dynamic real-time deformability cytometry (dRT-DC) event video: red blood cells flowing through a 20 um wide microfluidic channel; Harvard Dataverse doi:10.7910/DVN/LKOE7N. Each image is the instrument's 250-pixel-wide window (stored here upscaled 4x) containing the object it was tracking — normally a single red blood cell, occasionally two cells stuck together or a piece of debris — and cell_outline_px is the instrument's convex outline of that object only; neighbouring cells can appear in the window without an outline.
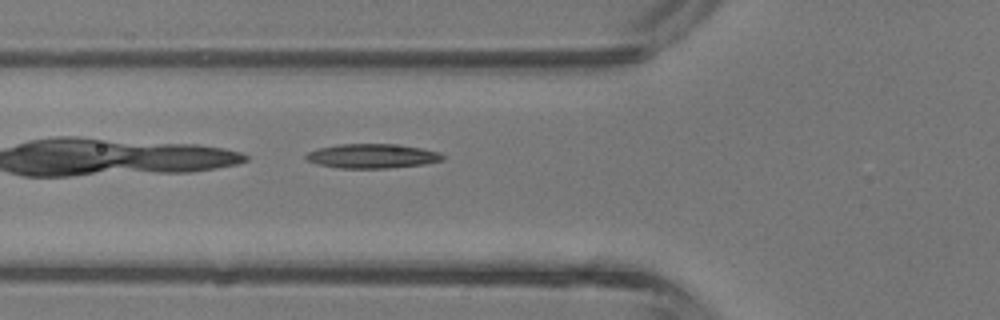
{"species": "common noctule bat (a hibernating species)", "species_latin": "Nyctalus noctula", "temperature_condition": "room temperature", "stored_images_in_passage": 28, "camera_frame_rate_fps": 3000, "um_per_image_px": 0.085, "animal": {"sex": "male", "body_mass_g": 13.3}, "frame": {"image": 1, "passage_image": 2, "time_ms": 0.333, "image_size_px": [1000, 320], "cell_outline_px": [[444, 160], [424, 164], [388, 168], [340, 168], [316, 164], [308, 160], [304, 156], [308, 152], [316, 148], [336, 144], [392, 144], [420, 148], [440, 152], [444, 156]], "centroid_in_image_um": [31.61, 13.26], "position_along_channel_um": 94.2, "area_um2": 19.42}}
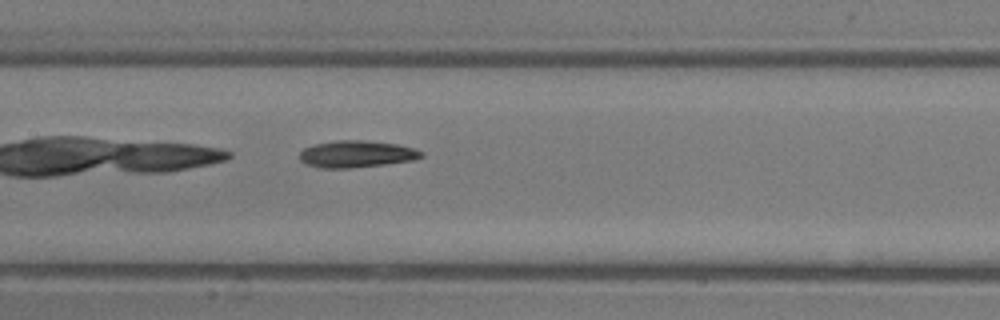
{"frame": {"image": 2, "passage_image": 7, "time_ms": 2.0, "image_size_px": [1000, 320], "cell_outline_px": [[424, 156], [412, 160], [384, 164], [352, 168], [320, 168], [304, 164], [300, 160], [300, 152], [304, 148], [312, 144], [336, 140], [364, 140], [396, 144], [412, 148], [424, 152]], "centroid_in_image_um": [30.26, 13.09], "position_along_channel_um": 177.1, "area_um2": 19.13}}
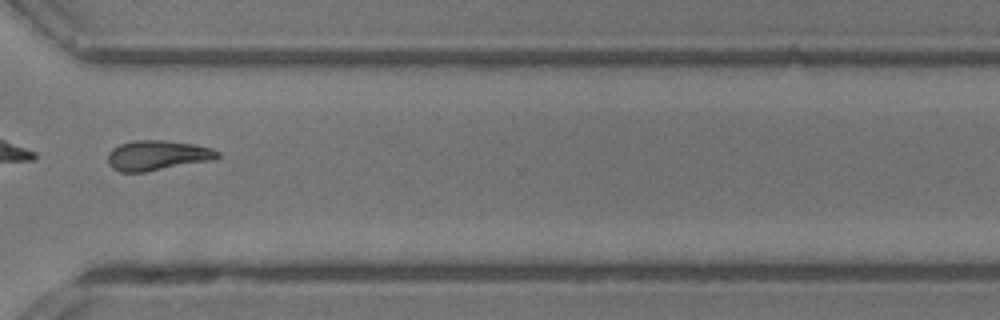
{"frame": {"image": 3, "passage_image": 18, "time_ms": 5.667, "image_size_px": [1000, 320], "cell_outline_px": [[220, 156], [216, 160], [144, 172], [120, 172], [112, 168], [108, 164], [108, 152], [112, 148], [120, 144], [136, 140], [164, 140], [196, 144], [212, 148], [220, 152]], "centroid_in_image_um": [13.41, 13.21], "position_along_channel_um": 357.2, "area_um2": 19.48}}